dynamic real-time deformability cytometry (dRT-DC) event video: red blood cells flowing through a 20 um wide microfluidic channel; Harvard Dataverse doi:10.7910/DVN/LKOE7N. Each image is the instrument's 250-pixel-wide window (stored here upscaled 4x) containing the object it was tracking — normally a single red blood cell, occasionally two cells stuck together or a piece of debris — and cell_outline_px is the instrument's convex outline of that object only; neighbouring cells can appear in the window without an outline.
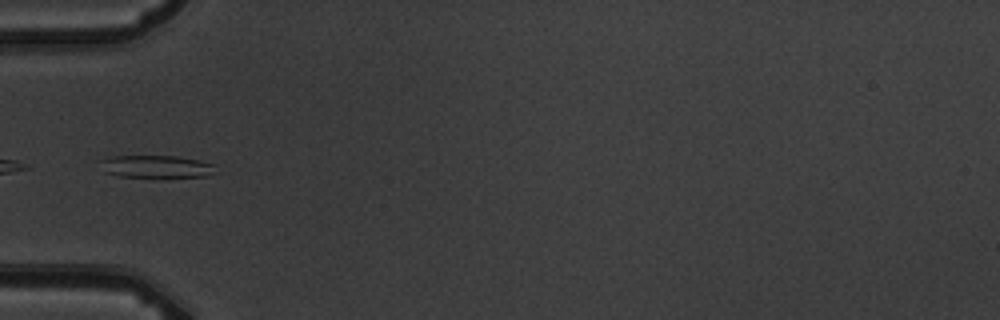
{"species": "common noctule bat (a hibernating species)", "species_latin": "Nyctalus noctula", "temperature_condition": "warm", "stored_images_in_passage": 4, "camera_frame_rate_fps": 3000, "um_per_image_px": 0.085, "animal": {"sex": "male", "body_mass_g": 19.5, "forearm_length_mm": 54.6}, "frame": {"image": 1, "passage_image": 4, "time_ms": 3.333, "image_size_px": [1000, 320], "cell_outline_px": [[216, 172], [208, 176], [120, 176], [104, 172], [100, 160], [112, 156], [176, 156], [200, 160], [216, 164]], "centroid_in_image_um": [13.34, 14.14], "position_along_channel_um": 71.7, "area_um2": 14.91}}